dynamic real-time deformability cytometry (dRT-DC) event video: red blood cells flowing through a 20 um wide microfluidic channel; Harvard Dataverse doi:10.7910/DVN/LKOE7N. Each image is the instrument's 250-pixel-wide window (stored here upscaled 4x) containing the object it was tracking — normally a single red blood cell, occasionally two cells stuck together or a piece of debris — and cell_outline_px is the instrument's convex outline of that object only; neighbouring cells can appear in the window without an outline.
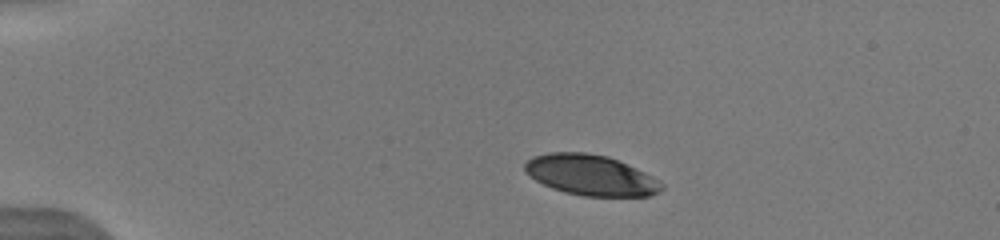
{"species": "human", "species_latin": "Homo sapiens", "temperature_condition": "warm", "stored_images_in_passage": 16, "camera_frame_rate_fps": 3000, "um_per_image_px": 0.085, "donor": {"sex": "male"}, "frame": {"image": 1, "passage_image": 1, "time_ms": 0.0, "image_size_px": [1000, 240], "cell_outline_px": [[664, 188], [660, 192], [648, 196], [584, 196], [564, 192], [552, 188], [536, 180], [524, 168], [524, 164], [532, 156], [548, 152], [588, 152], [608, 156], [636, 168], [652, 176], [664, 184]], "centroid_in_image_um": [50.24, 14.88], "position_along_channel_um": 34.8, "area_um2": 32.31}}